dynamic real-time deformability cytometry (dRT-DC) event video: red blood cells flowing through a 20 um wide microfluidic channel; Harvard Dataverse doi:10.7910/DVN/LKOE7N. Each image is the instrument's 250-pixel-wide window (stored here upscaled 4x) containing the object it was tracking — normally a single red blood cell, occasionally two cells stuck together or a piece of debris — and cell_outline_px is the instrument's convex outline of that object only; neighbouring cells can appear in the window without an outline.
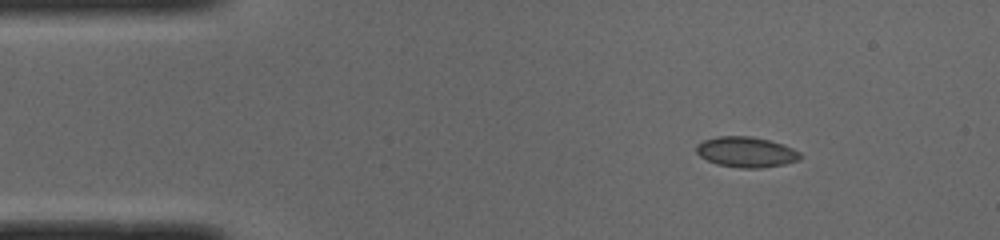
{"species": "common noctule bat (a hibernating species)", "species_latin": "Nyctalus noctula", "temperature_condition": "cold", "stored_images_in_passage": 45, "camera_frame_rate_fps": 3000, "um_per_image_px": 0.085, "animal": {"sex": "male", "body_mass_g": 19.0, "forearm_length_mm": 50.8}, "frame": {"image": 1, "passage_image": 1, "time_ms": 0.0, "image_size_px": [1000, 240], "cell_outline_px": [[800, 160], [784, 164], [760, 168], [740, 168], [716, 164], [700, 156], [696, 152], [696, 144], [704, 140], [720, 136], [752, 136], [768, 140], [792, 148], [800, 152]], "centroid_in_image_um": [63.4, 12.93], "position_along_channel_um": 21.6, "area_um2": 18.32}}
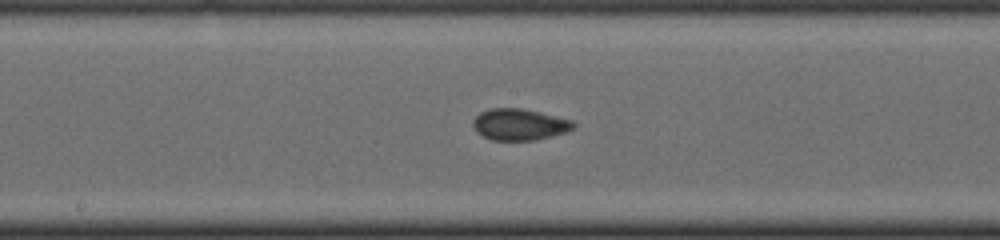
{"frame": {"image": 2, "passage_image": 20, "time_ms": 6.333, "image_size_px": [1000, 240], "cell_outline_px": [[576, 124], [572, 128], [564, 132], [536, 140], [492, 140], [476, 132], [472, 124], [472, 120], [480, 112], [492, 108], [520, 108], [540, 112], [572, 120]], "centroid_in_image_um": [44.12, 10.57], "position_along_channel_um": 204.1, "area_um2": 18.26}}
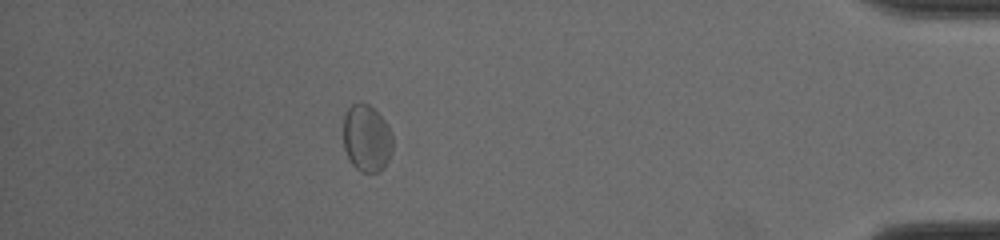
{"frame": {"image": 3, "passage_image": 39, "time_ms": 12.667, "image_size_px": [1000, 240], "cell_outline_px": [[392, 152], [384, 168], [380, 172], [360, 172], [352, 164], [344, 148], [344, 112], [352, 104], [360, 100], [368, 104], [388, 124], [392, 136]], "centroid_in_image_um": [31.17, 11.74], "position_along_channel_um": 404.0, "area_um2": 19.48}, "authors_computed_cell_mechanics": {"area_um2": 18.2648, "velocity_mm_per_s": 3.9488, "shape_relaxation_time_tau1_ms": 7.8722, "shape_relaxation_time_tau2_ms": 1.6174, "deformation_change_tau1": 0.0896, "deformation_change_tau2": 0.0534}}